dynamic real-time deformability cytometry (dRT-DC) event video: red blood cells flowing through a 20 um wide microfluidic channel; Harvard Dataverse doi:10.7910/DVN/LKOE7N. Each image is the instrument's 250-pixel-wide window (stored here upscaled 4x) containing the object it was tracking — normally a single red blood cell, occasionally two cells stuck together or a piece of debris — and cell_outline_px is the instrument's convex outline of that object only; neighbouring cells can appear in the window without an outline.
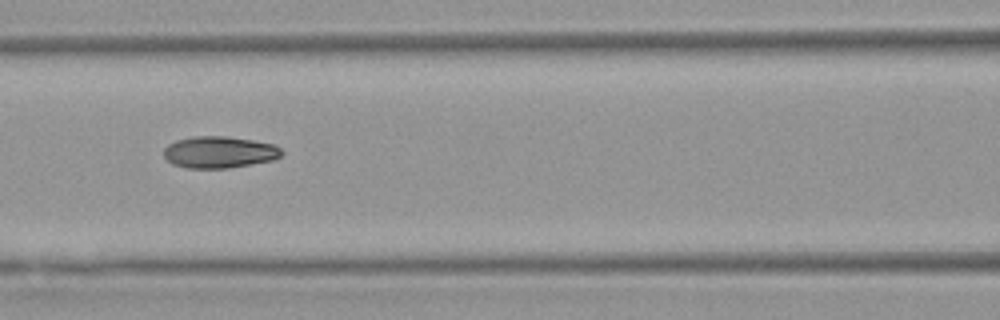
{"species": "Egyptian fruit bat (a non-hibernating species)", "species_latin": "Rousettus aegyptiacus", "temperature_condition": "warm", "stored_images_in_passage": 8, "camera_frame_rate_fps": 3000, "um_per_image_px": 0.085, "animal": {"sex": "female"}, "frame": {"image": 1, "passage_image": 5, "time_ms": 5.667, "image_size_px": [1000, 320], "cell_outline_px": [[284, 152], [280, 156], [272, 160], [228, 168], [188, 168], [172, 164], [164, 156], [164, 148], [168, 144], [176, 140], [192, 136], [228, 136], [252, 140], [272, 144], [280, 148]], "centroid_in_image_um": [18.61, 12.93], "position_along_channel_um": 148.0, "area_um2": 21.73}}
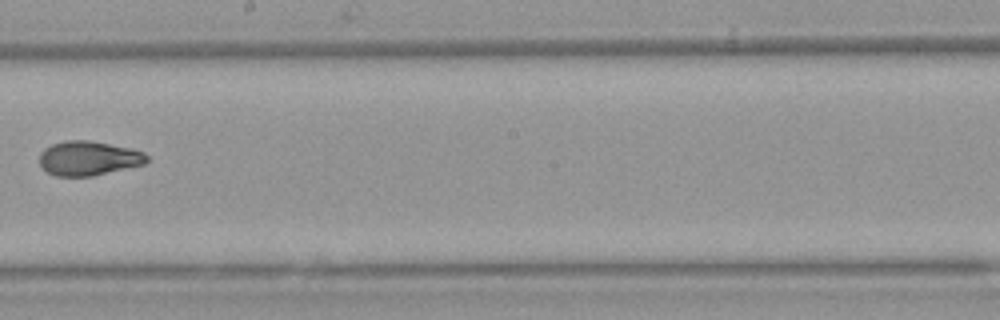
{"frame": {"image": 2, "passage_image": 7, "time_ms": 8.0, "image_size_px": [1000, 320], "cell_outline_px": [[148, 160], [144, 164], [92, 176], [56, 176], [48, 172], [40, 164], [40, 152], [44, 148], [52, 144], [64, 140], [88, 140], [132, 148], [144, 152], [148, 156]], "centroid_in_image_um": [7.52, 13.44], "position_along_channel_um": 240.7, "area_um2": 21.5}}
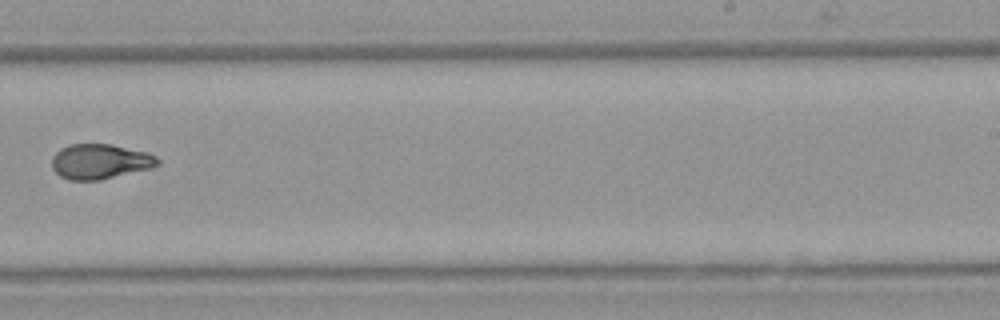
{"frame": {"image": 3, "passage_image": 8, "time_ms": 9.0, "image_size_px": [1000, 320], "cell_outline_px": [[160, 164], [152, 168], [100, 180], [68, 180], [60, 176], [52, 168], [52, 156], [60, 148], [68, 144], [112, 144], [148, 152], [156, 156], [160, 160]], "centroid_in_image_um": [8.51, 13.72], "position_along_channel_um": 280.5, "area_um2": 21.85}}